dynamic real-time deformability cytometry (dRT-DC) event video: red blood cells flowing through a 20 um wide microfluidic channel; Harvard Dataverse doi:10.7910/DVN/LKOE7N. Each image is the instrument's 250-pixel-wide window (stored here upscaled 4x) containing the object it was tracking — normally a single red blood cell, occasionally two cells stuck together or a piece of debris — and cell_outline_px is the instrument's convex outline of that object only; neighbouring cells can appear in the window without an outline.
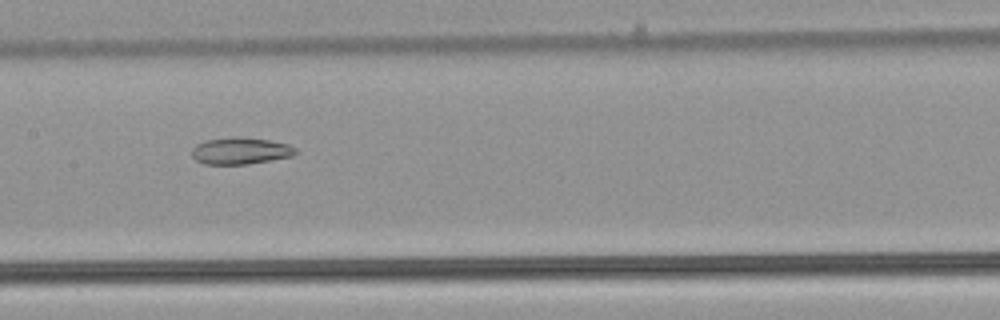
{"species": "common noctule bat (a hibernating species)", "species_latin": "Nyctalus noctula", "temperature_condition": "warm", "stored_images_in_passage": 39, "camera_frame_rate_fps": 3000, "um_per_image_px": 0.085, "animal": {"sex": "male", "body_mass_g": 21.5, "forearm_length_mm": 52.0}, "frame": {"image": 1, "passage_image": 17, "time_ms": 5.333, "image_size_px": [1000, 320], "cell_outline_px": [[296, 152], [292, 156], [248, 164], [204, 164], [196, 160], [192, 156], [192, 148], [196, 144], [204, 140], [236, 136], [268, 140], [288, 144], [296, 148]], "centroid_in_image_um": [20.4, 12.81], "position_along_channel_um": 187.0, "area_um2": 16.18}}
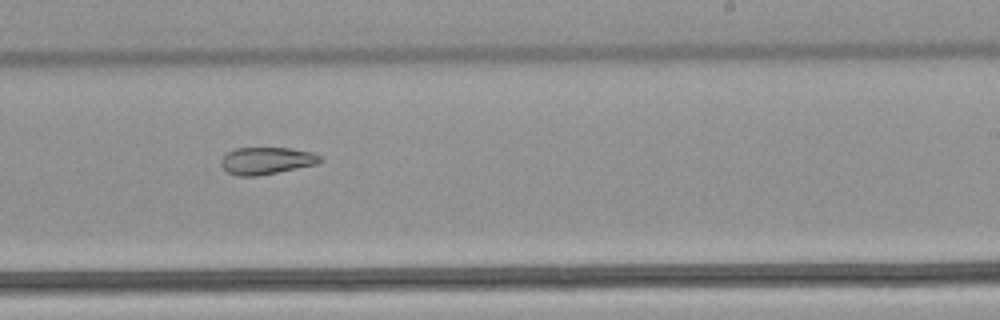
{"frame": {"image": 2, "passage_image": 23, "time_ms": 7.333, "image_size_px": [1000, 320], "cell_outline_px": [[324, 160], [316, 164], [256, 176], [240, 176], [228, 172], [220, 164], [220, 160], [228, 152], [236, 148], [292, 148], [312, 152], [320, 156]], "centroid_in_image_um": [22.66, 13.65], "position_along_channel_um": 266.3, "area_um2": 15.49}, "authors_computed_cell_mechanics": {"area_um2": 18.5538, "velocity_mm_per_s": 3.9866, "shape_relaxation_time_tau1_ms": null, "shape_relaxation_time_tau2_ms": 6.4544, "deformation_change_tau1": null, "deformation_change_tau2": 0.1363}}